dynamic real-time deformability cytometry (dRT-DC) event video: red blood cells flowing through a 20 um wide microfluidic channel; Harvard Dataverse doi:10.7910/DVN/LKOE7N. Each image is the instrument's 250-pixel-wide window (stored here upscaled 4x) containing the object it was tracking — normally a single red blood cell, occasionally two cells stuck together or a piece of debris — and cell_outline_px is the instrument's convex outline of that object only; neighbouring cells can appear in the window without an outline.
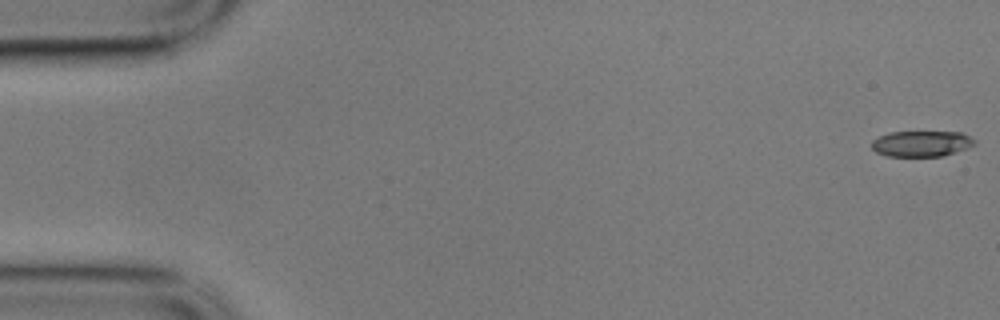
{"species": "common noctule bat (a hibernating species)", "species_latin": "Nyctalus noctula", "temperature_condition": "cold", "stored_images_in_passage": 57, "camera_frame_rate_fps": 3000, "um_per_image_px": 0.085, "animal": {"sex": "male", "body_mass_g": 17.9}, "frame": {"image": 1, "passage_image": 1, "time_ms": 0.0, "image_size_px": [1000, 320], "cell_outline_px": [[976, 144], [968, 148], [944, 156], [888, 156], [876, 152], [872, 148], [872, 140], [888, 132], [960, 132], [976, 140]], "centroid_in_image_um": [78.34, 12.21], "position_along_channel_um": 6.7, "area_um2": 15.49}}
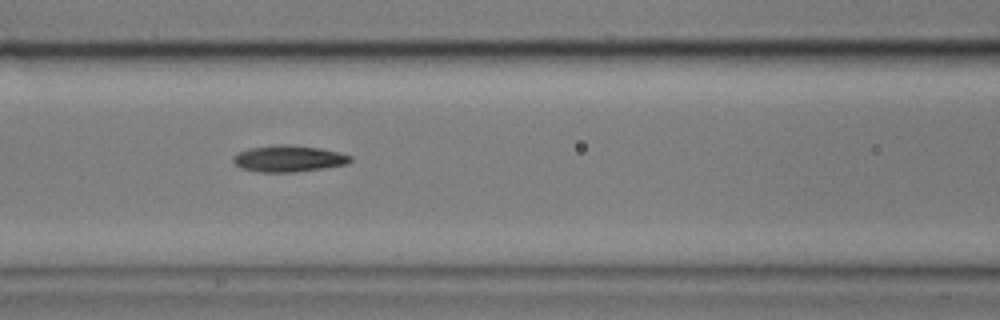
{"frame": {"image": 2, "passage_image": 24, "time_ms": 7.667, "image_size_px": [1000, 320], "cell_outline_px": [[352, 160], [348, 164], [324, 168], [296, 172], [260, 172], [240, 168], [232, 160], [232, 156], [248, 148], [276, 144], [284, 144], [320, 148], [352, 156]], "centroid_in_image_um": [24.51, 13.48], "position_along_channel_um": 142.1, "area_um2": 18.09}}
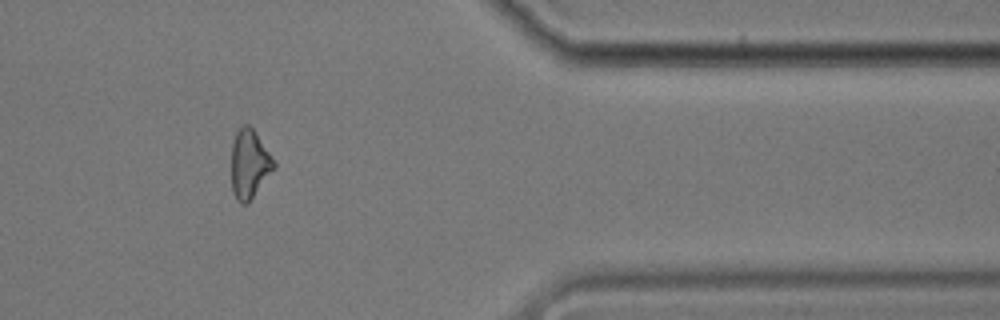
{"frame": {"image": 3, "passage_image": 47, "time_ms": 15.333, "image_size_px": [1000, 320], "cell_outline_px": [[276, 168], [248, 204], [240, 204], [236, 200], [232, 192], [232, 144], [236, 132], [244, 124], [248, 124], [256, 132], [272, 156], [276, 164]], "centroid_in_image_um": [21.21, 13.98], "position_along_channel_um": 390.2, "area_um2": 17.28}}